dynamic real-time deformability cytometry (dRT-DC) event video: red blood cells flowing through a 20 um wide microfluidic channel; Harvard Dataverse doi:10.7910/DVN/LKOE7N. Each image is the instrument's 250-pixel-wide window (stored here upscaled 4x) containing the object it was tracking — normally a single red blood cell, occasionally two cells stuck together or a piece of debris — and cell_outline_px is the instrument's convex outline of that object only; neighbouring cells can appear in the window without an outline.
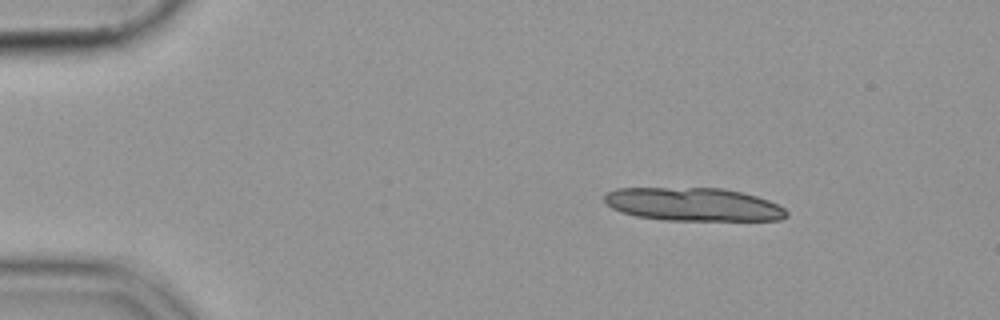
{"species": "common noctule bat (a hibernating species)", "species_latin": "Nyctalus noctula", "temperature_condition": "cold", "stored_images_in_passage": 9, "camera_frame_rate_fps": 3000, "um_per_image_px": 0.085, "animal": {"sex": "female", "body_mass_g": 19.9}, "frame": {"image": 1, "passage_image": 1, "time_ms": 0.0, "image_size_px": [1000, 320], "cell_outline_px": [[788, 216], [780, 220], [664, 220], [636, 216], [612, 208], [604, 200], [604, 192], [616, 188], [720, 188], [740, 192], [756, 196], [768, 200], [784, 208], [788, 212]], "centroid_in_image_um": [58.91, 17.37], "position_along_channel_um": 26.1, "area_um2": 35.2}}